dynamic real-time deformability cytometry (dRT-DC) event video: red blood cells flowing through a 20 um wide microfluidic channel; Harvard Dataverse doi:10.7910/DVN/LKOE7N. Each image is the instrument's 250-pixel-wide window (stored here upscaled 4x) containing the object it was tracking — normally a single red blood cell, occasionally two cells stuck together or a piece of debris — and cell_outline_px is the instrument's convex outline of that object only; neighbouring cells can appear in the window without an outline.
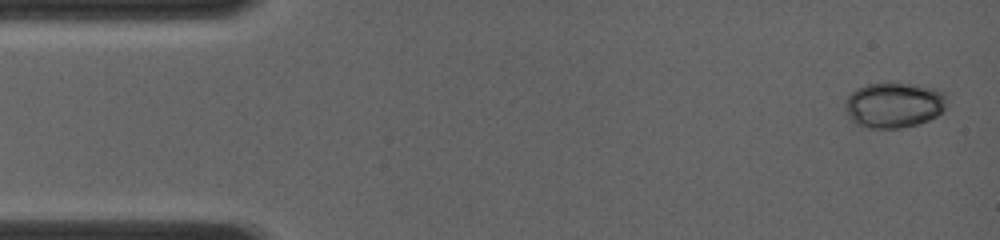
{"species": "common noctule bat (a hibernating species)", "species_latin": "Nyctalus noctula", "temperature_condition": "room temperature", "stored_images_in_passage": 33, "camera_frame_rate_fps": 4000, "um_per_image_px": 0.085, "animal": {"sex": "female", "body_mass_g": 19.0, "forearm_length_mm": 56.7}, "frame": {"image": 1, "passage_image": 1, "time_ms": 0.0, "image_size_px": [1000, 240], "cell_outline_px": [[944, 112], [928, 120], [916, 124], [900, 128], [868, 128], [856, 124], [848, 116], [844, 108], [844, 100], [852, 92], [868, 84], [888, 80], [896, 80], [916, 84], [932, 88], [944, 92]], "centroid_in_image_um": [75.95, 8.89], "position_along_channel_um": 9.1, "area_um2": 27.46}}
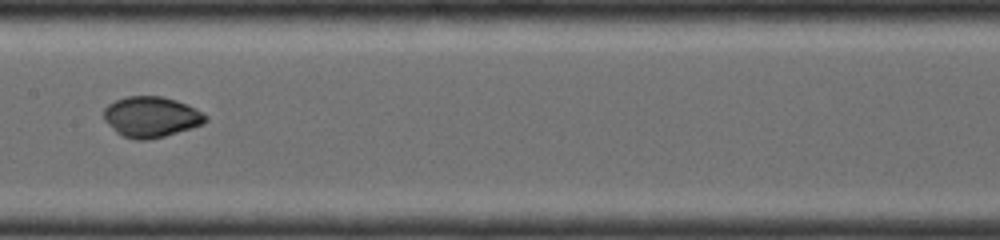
{"frame": {"image": 2, "passage_image": 21, "time_ms": 6.75, "image_size_px": [1000, 240], "cell_outline_px": [[208, 120], [204, 124], [192, 128], [164, 136], [148, 140], [136, 140], [124, 136], [116, 132], [104, 120], [104, 108], [108, 104], [116, 100], [128, 96], [164, 96], [188, 104], [196, 108], [208, 116]], "centroid_in_image_um": [12.88, 9.93], "position_along_channel_um": 194.5, "area_um2": 24.28}}
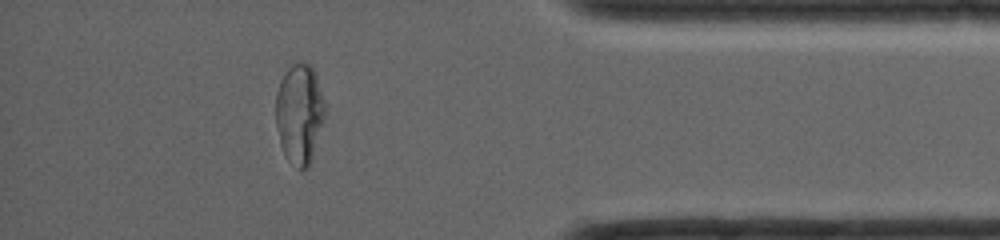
{"frame": {"image": 3, "passage_image": 33, "time_ms": 12.0, "image_size_px": [1000, 240], "cell_outline_px": [[324, 116], [312, 160], [308, 168], [300, 172], [284, 156], [280, 144], [276, 124], [276, 92], [284, 72], [292, 64], [300, 60], [304, 60], [312, 64], [316, 72], [324, 100]], "centroid_in_image_um": [25.45, 9.64], "position_along_channel_um": 409.7, "area_um2": 29.19}}